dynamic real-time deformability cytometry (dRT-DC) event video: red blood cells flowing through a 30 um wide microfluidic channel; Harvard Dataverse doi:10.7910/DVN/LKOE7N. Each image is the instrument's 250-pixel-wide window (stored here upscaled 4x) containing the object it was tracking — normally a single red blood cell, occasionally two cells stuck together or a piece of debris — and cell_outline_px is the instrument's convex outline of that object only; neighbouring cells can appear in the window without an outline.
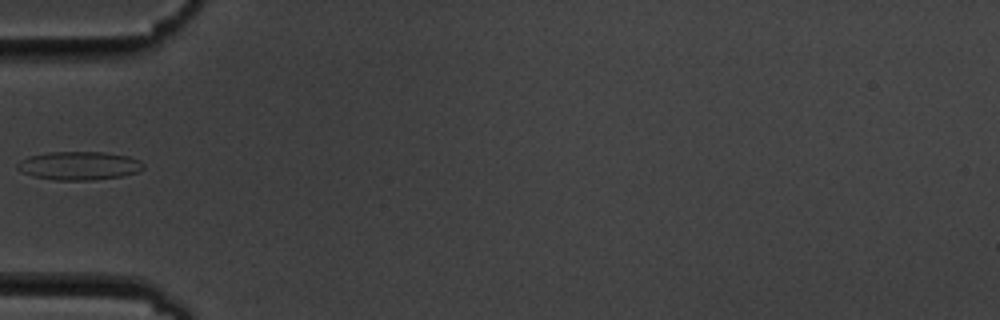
{"species": "common noctule bat (a hibernating species)", "species_latin": "Nyctalus noctula", "temperature_condition": "cold", "stored_images_in_passage": 5, "camera_frame_rate_fps": 3000, "um_per_image_px": 0.085, "animal": {"sex": "male", "body_mass_g": 19.5, "forearm_length_mm": 54.6}, "frame": {"image": 1, "passage_image": 5, "time_ms": 5.333, "image_size_px": [1000, 320], "cell_outline_px": [[144, 168], [136, 172], [120, 176], [92, 180], [56, 180], [32, 176], [20, 172], [16, 168], [16, 164], [20, 160], [28, 156], [48, 152], [104, 152], [128, 156], [140, 160], [144, 164]], "centroid_in_image_um": [6.68, 14.08], "position_along_channel_um": 78.3, "area_um2": 20.98}}